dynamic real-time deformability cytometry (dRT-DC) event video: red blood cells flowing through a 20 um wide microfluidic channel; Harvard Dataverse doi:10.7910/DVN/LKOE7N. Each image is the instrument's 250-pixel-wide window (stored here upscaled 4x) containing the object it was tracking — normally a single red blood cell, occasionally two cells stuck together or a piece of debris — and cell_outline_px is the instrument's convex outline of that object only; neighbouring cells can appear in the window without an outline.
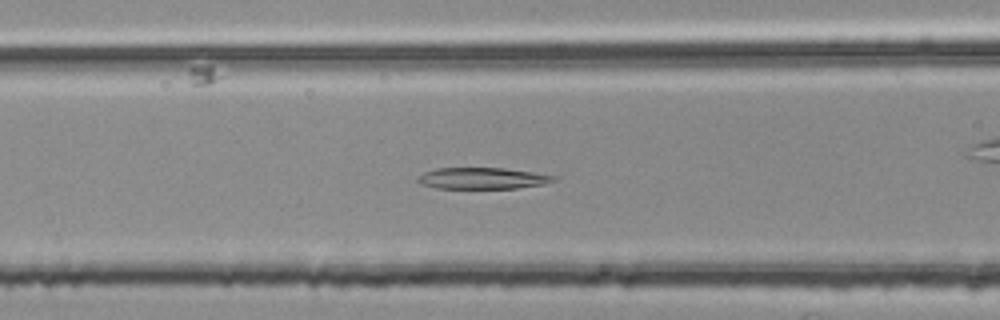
{"species": "common noctule bat (a hibernating species)", "species_latin": "Nyctalus noctula", "temperature_condition": "room temperature", "stored_images_in_passage": 54, "segment_of_instrument_passage": [2, 2], "camera_frame_rate_fps": 3000, "um_per_image_px": 0.085, "animal": {"sex": "female", "body_mass_g": 25.1}, "frame": {"image": 1, "passage_image": 22, "time_ms": 7.0, "image_size_px": [1000, 320], "cell_outline_px": [[556, 180], [544, 184], [516, 188], [436, 188], [420, 184], [416, 180], [416, 176], [424, 172], [436, 168], [504, 168], [532, 172], [556, 176]], "centroid_in_image_um": [40.95, 15.15], "position_along_channel_um": 125.6, "area_um2": 16.94}}
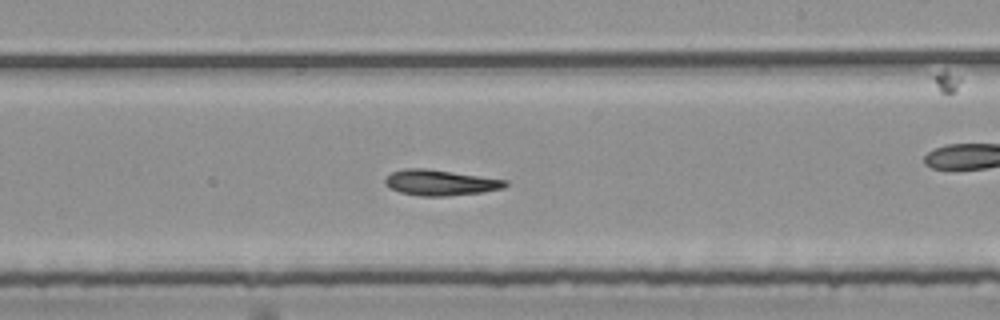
{"frame": {"image": 2, "passage_image": 32, "time_ms": 10.333, "image_size_px": [1000, 320], "cell_outline_px": [[508, 184], [504, 188], [480, 192], [444, 196], [420, 196], [400, 192], [384, 184], [384, 180], [392, 172], [404, 168], [424, 168], [508, 180]], "centroid_in_image_um": [37.41, 15.52], "position_along_channel_um": 251.6, "area_um2": 17.74}}
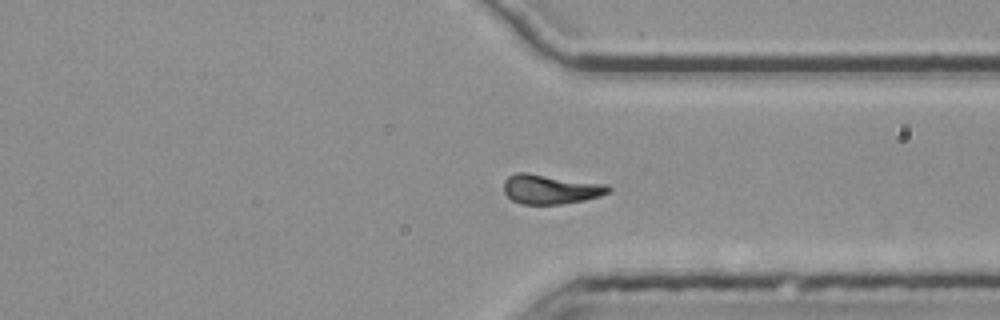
{"frame": {"image": 3, "passage_image": 41, "time_ms": 13.333, "image_size_px": [1000, 320], "cell_outline_px": [[612, 192], [600, 196], [584, 200], [564, 204], [520, 204], [512, 200], [504, 192], [504, 180], [508, 176], [516, 172], [528, 172], [608, 184], [612, 188]], "centroid_in_image_um": [46.83, 16.07], "position_along_channel_um": 364.6, "area_um2": 18.38}}